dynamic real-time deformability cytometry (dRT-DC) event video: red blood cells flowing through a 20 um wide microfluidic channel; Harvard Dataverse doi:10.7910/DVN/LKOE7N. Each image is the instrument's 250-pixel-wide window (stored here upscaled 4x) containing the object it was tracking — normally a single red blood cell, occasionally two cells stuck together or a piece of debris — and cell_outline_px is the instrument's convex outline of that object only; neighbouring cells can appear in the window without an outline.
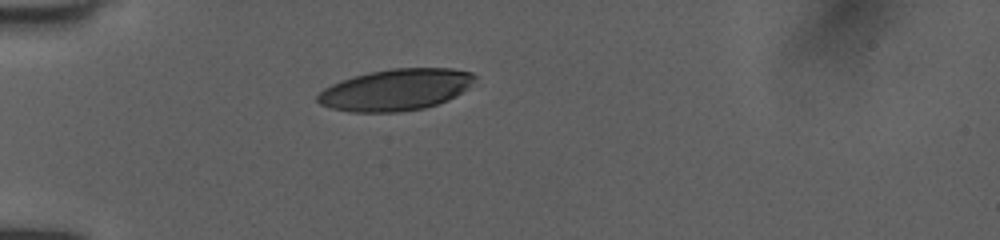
{"species": "human", "species_latin": "Homo sapiens", "temperature_condition": "room temperature", "stored_images_in_passage": 34, "camera_frame_rate_fps": 3000, "um_per_image_px": 0.085, "donor": {"sex": "female"}, "frame": {"image": 1, "passage_image": 1, "time_ms": 0.0, "image_size_px": [1000, 240], "cell_outline_px": [[476, 76], [468, 88], [456, 96], [448, 100], [424, 108], [396, 112], [348, 112], [332, 108], [320, 104], [316, 100], [316, 96], [324, 88], [332, 84], [356, 76], [372, 72], [392, 68], [452, 68], [472, 72]], "centroid_in_image_um": [33.65, 7.63], "position_along_channel_um": 51.3, "area_um2": 37.8}}
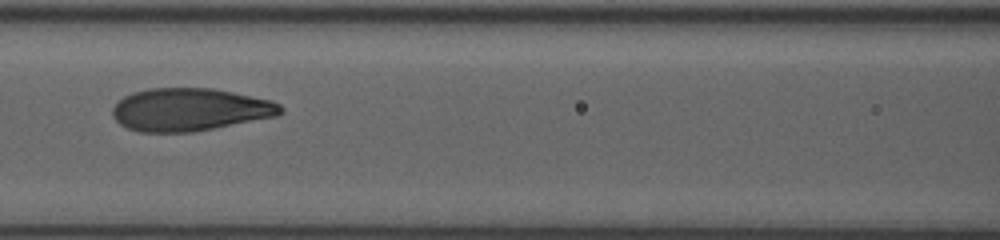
{"frame": {"image": 2, "passage_image": 10, "time_ms": 3.0, "image_size_px": [1000, 240], "cell_outline_px": [[284, 112], [276, 116], [192, 132], [140, 132], [128, 128], [120, 124], [112, 116], [112, 108], [124, 96], [132, 92], [148, 88], [212, 88], [272, 100], [280, 104], [284, 108]], "centroid_in_image_um": [16.13, 9.31], "position_along_channel_um": 150.5, "area_um2": 41.85}}
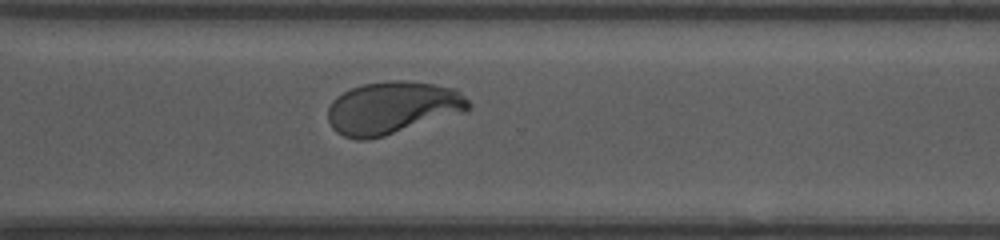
{"frame": {"image": 3, "passage_image": 24, "time_ms": 7.667, "image_size_px": [1000, 240], "cell_outline_px": [[472, 108], [464, 112], [384, 136], [368, 140], [356, 140], [344, 136], [336, 132], [332, 128], [328, 120], [328, 108], [332, 100], [336, 96], [352, 88], [364, 84], [392, 80], [404, 80], [432, 84], [456, 88], [472, 104]], "centroid_in_image_um": [33.35, 9.17], "position_along_channel_um": 337.2, "area_um2": 43.12}, "authors_computed_cell_mechanics": {"area_um2": 41.7605, "velocity_mm_per_s": 4.0169, "shape_relaxation_time_tau1_ms": 3.5259, "shape_relaxation_time_tau2_ms": null, "deformation_change_tau1": 0.1871, "deformation_change_tau2": null}}